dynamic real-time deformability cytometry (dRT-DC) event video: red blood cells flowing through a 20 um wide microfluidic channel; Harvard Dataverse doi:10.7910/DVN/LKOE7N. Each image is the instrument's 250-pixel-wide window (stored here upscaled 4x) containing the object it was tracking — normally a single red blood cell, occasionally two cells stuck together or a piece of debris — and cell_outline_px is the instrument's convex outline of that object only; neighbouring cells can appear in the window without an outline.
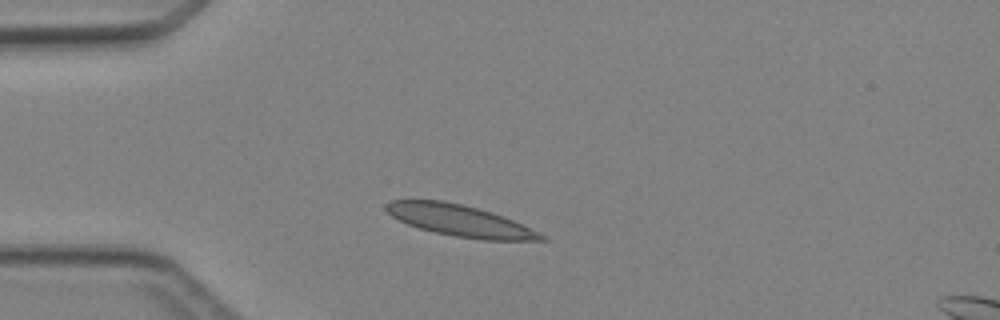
{"species": "Egyptian fruit bat (a non-hibernating species)", "species_latin": "Rousettus aegyptiacus", "temperature_condition": "cold", "stored_images_in_passage": 1, "camera_frame_rate_fps": 3000, "um_per_image_px": 0.085, "animal": {"sex": "female"}, "frame": {"image": 1, "passage_image": 1, "time_ms": 0.0, "image_size_px": [1000, 320], "cell_outline_px": [[548, 240], [484, 240], [456, 236], [436, 232], [420, 228], [408, 224], [392, 216], [384, 208], [384, 204], [388, 200], [444, 200], [476, 208], [512, 220], [540, 232], [548, 236]], "centroid_in_image_um": [39.08, 18.75], "position_along_channel_um": 45.9, "area_um2": 27.98}}